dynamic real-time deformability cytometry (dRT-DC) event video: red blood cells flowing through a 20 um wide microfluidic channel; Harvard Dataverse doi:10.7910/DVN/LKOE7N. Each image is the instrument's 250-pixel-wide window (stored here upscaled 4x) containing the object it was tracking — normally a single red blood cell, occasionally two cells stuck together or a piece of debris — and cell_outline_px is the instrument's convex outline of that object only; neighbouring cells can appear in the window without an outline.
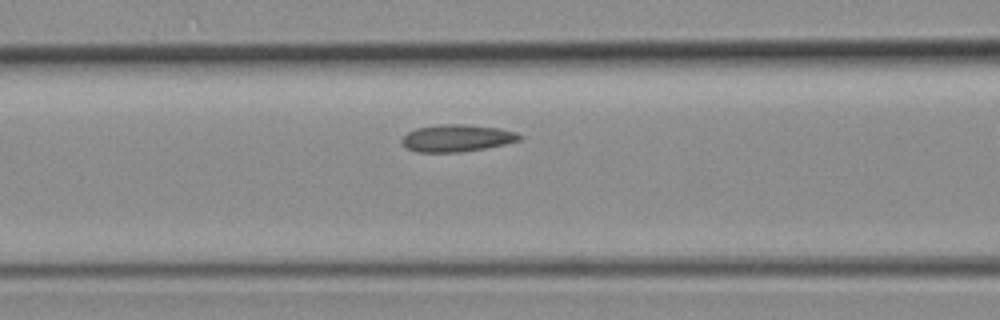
{"species": "common noctule bat (a hibernating species)", "species_latin": "Nyctalus noctula", "temperature_condition": "room temperature", "stored_images_in_passage": 25, "camera_frame_rate_fps": 3000, "um_per_image_px": 0.085, "animal": {"sex": "female", "body_mass_g": 19.3, "forearm_length_mm": 54.1}, "frame": {"image": 1, "passage_image": 7, "time_ms": 2.0, "image_size_px": [1000, 320], "cell_outline_px": [[524, 136], [520, 140], [504, 144], [484, 148], [460, 152], [416, 152], [408, 148], [400, 140], [408, 132], [416, 128], [440, 124], [464, 124], [500, 128], [516, 132]], "centroid_in_image_um": [38.85, 11.73], "position_along_channel_um": 127.8, "area_um2": 18.55}}
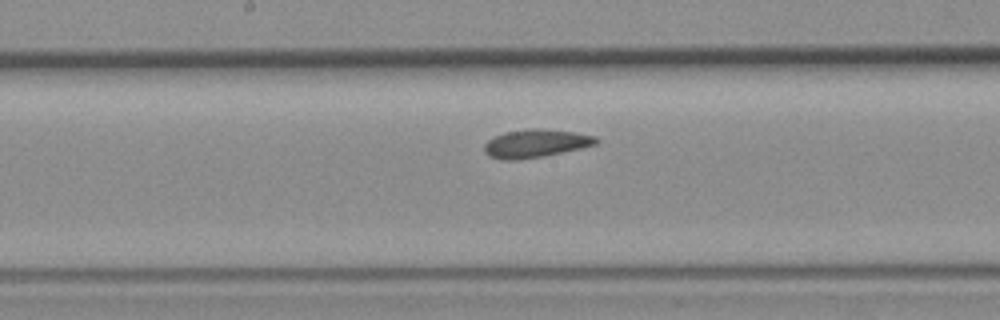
{"frame": {"image": 2, "passage_image": 12, "time_ms": 3.667, "image_size_px": [1000, 320], "cell_outline_px": [[600, 140], [596, 144], [580, 148], [544, 156], [516, 160], [500, 160], [488, 156], [484, 152], [484, 144], [488, 140], [504, 132], [532, 128], [540, 128], [572, 132], [596, 136]], "centroid_in_image_um": [45.5, 12.2], "position_along_channel_um": 202.7, "area_um2": 18.32}}
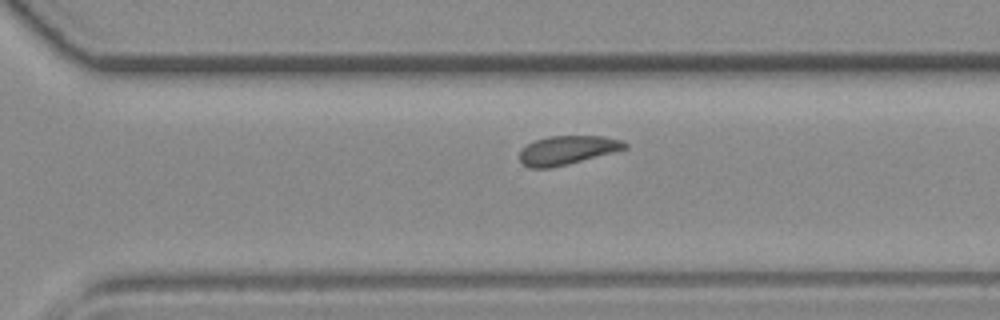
{"frame": {"image": 3, "passage_image": 20, "time_ms": 6.333, "image_size_px": [1000, 320], "cell_outline_px": [[628, 148], [568, 164], [552, 168], [528, 168], [520, 164], [520, 152], [528, 144], [536, 140], [548, 136], [604, 136], [624, 140], [628, 144]], "centroid_in_image_um": [48.23, 12.77], "position_along_channel_um": 322.4, "area_um2": 17.74}}